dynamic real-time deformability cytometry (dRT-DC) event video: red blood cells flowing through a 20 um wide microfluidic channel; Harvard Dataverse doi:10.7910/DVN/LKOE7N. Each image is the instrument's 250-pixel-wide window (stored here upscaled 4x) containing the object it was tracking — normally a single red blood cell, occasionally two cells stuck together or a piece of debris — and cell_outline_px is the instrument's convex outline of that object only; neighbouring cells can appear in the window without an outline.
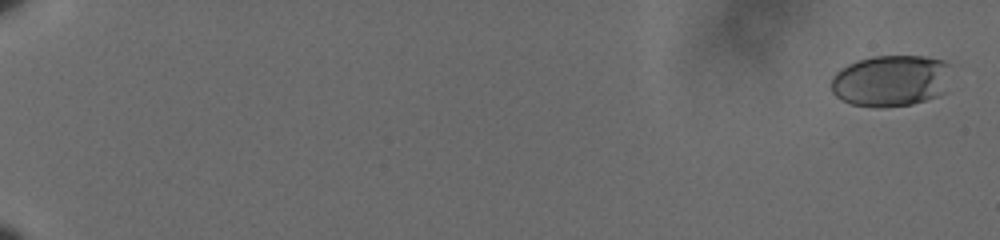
{"species": "human", "species_latin": "Homo sapiens", "temperature_condition": "cold", "stored_images_in_passage": 62, "camera_frame_rate_fps": 3000, "um_per_image_px": 0.085, "donor": {"sex": "male"}, "frame": {"image": 1, "passage_image": 2, "time_ms": 0.333, "image_size_px": [1000, 240], "cell_outline_px": [[948, 64], [944, 92], [928, 100], [912, 104], [880, 108], [852, 104], [836, 96], [832, 92], [832, 76], [836, 72], [848, 64], [856, 60], [872, 56], [924, 56], [944, 60]], "centroid_in_image_um": [75.68, 6.86], "position_along_channel_um": 9.3, "area_um2": 35.84}}
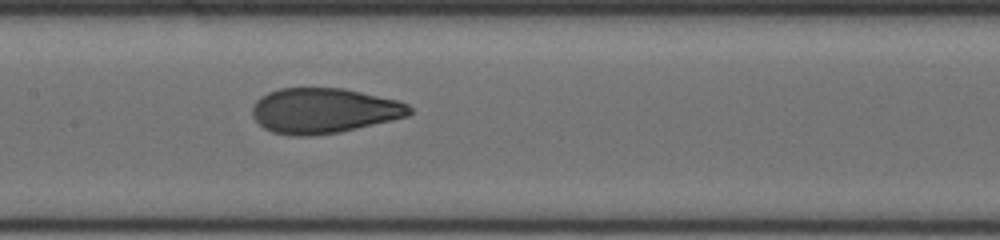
{"frame": {"image": 2, "passage_image": 35, "time_ms": 11.333, "image_size_px": [1000, 240], "cell_outline_px": [[412, 112], [408, 116], [392, 120], [340, 132], [312, 136], [288, 136], [272, 132], [264, 128], [252, 116], [252, 108], [256, 100], [260, 96], [268, 92], [280, 88], [344, 88], [396, 100], [408, 104], [412, 108]], "centroid_in_image_um": [27.5, 9.41], "position_along_channel_um": 179.9, "area_um2": 41.56}}
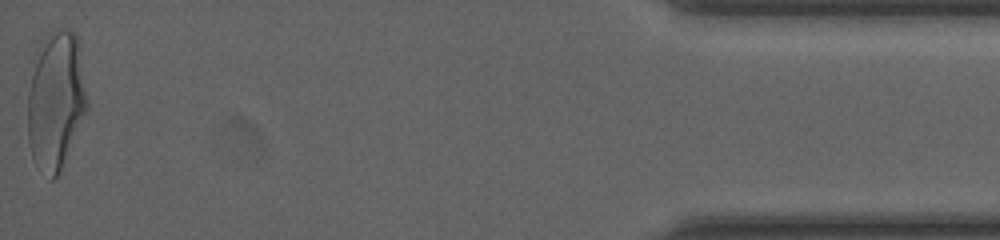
{"frame": {"image": 3, "passage_image": 62, "time_ms": 20.333, "image_size_px": [1000, 240], "cell_outline_px": [[88, 108], [60, 172], [52, 180], [48, 180], [32, 156], [28, 144], [28, 92], [36, 48], [48, 32], [56, 28], [60, 28], [76, 32], [88, 104]], "centroid_in_image_um": [4.73, 8.52], "position_along_channel_um": 430.5, "area_um2": 48.03}, "authors_computed_cell_mechanics": {"area_um2": 41.2114, "velocity_mm_per_s": 3.603, "shape_relaxation_time_tau1_ms": 4.7081, "shape_relaxation_time_tau2_ms": 0.7139, "deformation_change_tau1": 0.1767, "deformation_change_tau2": 0.0551}}